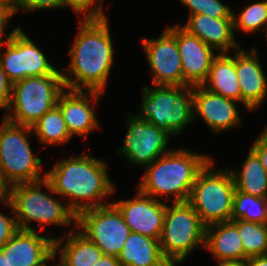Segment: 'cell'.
I'll list each match as a JSON object with an SVG mask.
<instances>
[{"label":"cell","mask_w":267,"mask_h":266,"mask_svg":"<svg viewBox=\"0 0 267 266\" xmlns=\"http://www.w3.org/2000/svg\"><path fill=\"white\" fill-rule=\"evenodd\" d=\"M0 266H8L7 256H4L2 248H0Z\"/></svg>","instance_id":"cell-41"},{"label":"cell","mask_w":267,"mask_h":266,"mask_svg":"<svg viewBox=\"0 0 267 266\" xmlns=\"http://www.w3.org/2000/svg\"><path fill=\"white\" fill-rule=\"evenodd\" d=\"M235 65L240 85L241 102L246 110L259 108L267 96V77L254 47L246 52L241 47L235 50Z\"/></svg>","instance_id":"cell-19"},{"label":"cell","mask_w":267,"mask_h":266,"mask_svg":"<svg viewBox=\"0 0 267 266\" xmlns=\"http://www.w3.org/2000/svg\"><path fill=\"white\" fill-rule=\"evenodd\" d=\"M127 123L123 146L117 152L122 153L129 163L146 167L163 154L172 151H167L169 139L173 136L167 130L152 125L136 114L131 116L129 113Z\"/></svg>","instance_id":"cell-12"},{"label":"cell","mask_w":267,"mask_h":266,"mask_svg":"<svg viewBox=\"0 0 267 266\" xmlns=\"http://www.w3.org/2000/svg\"><path fill=\"white\" fill-rule=\"evenodd\" d=\"M106 162L85 152L56 162L46 173L44 187L50 194L69 198L66 203L78 216L81 212L105 206L102 202L115 191L109 178ZM106 203V204H104Z\"/></svg>","instance_id":"cell-2"},{"label":"cell","mask_w":267,"mask_h":266,"mask_svg":"<svg viewBox=\"0 0 267 266\" xmlns=\"http://www.w3.org/2000/svg\"><path fill=\"white\" fill-rule=\"evenodd\" d=\"M143 88L141 110L136 115L173 136L194 120L193 86L153 85Z\"/></svg>","instance_id":"cell-5"},{"label":"cell","mask_w":267,"mask_h":266,"mask_svg":"<svg viewBox=\"0 0 267 266\" xmlns=\"http://www.w3.org/2000/svg\"><path fill=\"white\" fill-rule=\"evenodd\" d=\"M32 130L37 139L46 145L65 144L72 137L57 105L46 112L32 126Z\"/></svg>","instance_id":"cell-26"},{"label":"cell","mask_w":267,"mask_h":266,"mask_svg":"<svg viewBox=\"0 0 267 266\" xmlns=\"http://www.w3.org/2000/svg\"><path fill=\"white\" fill-rule=\"evenodd\" d=\"M55 237L18 229L2 247L8 266H40L54 254Z\"/></svg>","instance_id":"cell-18"},{"label":"cell","mask_w":267,"mask_h":266,"mask_svg":"<svg viewBox=\"0 0 267 266\" xmlns=\"http://www.w3.org/2000/svg\"><path fill=\"white\" fill-rule=\"evenodd\" d=\"M65 7L61 0H19L17 3V11L23 12L45 10V9H58Z\"/></svg>","instance_id":"cell-32"},{"label":"cell","mask_w":267,"mask_h":266,"mask_svg":"<svg viewBox=\"0 0 267 266\" xmlns=\"http://www.w3.org/2000/svg\"><path fill=\"white\" fill-rule=\"evenodd\" d=\"M56 254H53L46 262H44L43 264H41L40 266H48V262L55 260Z\"/></svg>","instance_id":"cell-42"},{"label":"cell","mask_w":267,"mask_h":266,"mask_svg":"<svg viewBox=\"0 0 267 266\" xmlns=\"http://www.w3.org/2000/svg\"><path fill=\"white\" fill-rule=\"evenodd\" d=\"M62 76L66 89L103 92L114 63L108 17H83ZM84 88V89H83Z\"/></svg>","instance_id":"cell-1"},{"label":"cell","mask_w":267,"mask_h":266,"mask_svg":"<svg viewBox=\"0 0 267 266\" xmlns=\"http://www.w3.org/2000/svg\"><path fill=\"white\" fill-rule=\"evenodd\" d=\"M74 227L66 236L55 238L54 254H60L63 266H94L103 252L80 230L74 232L77 230L75 224Z\"/></svg>","instance_id":"cell-22"},{"label":"cell","mask_w":267,"mask_h":266,"mask_svg":"<svg viewBox=\"0 0 267 266\" xmlns=\"http://www.w3.org/2000/svg\"><path fill=\"white\" fill-rule=\"evenodd\" d=\"M18 230L15 216L8 217L0 211V248H2Z\"/></svg>","instance_id":"cell-34"},{"label":"cell","mask_w":267,"mask_h":266,"mask_svg":"<svg viewBox=\"0 0 267 266\" xmlns=\"http://www.w3.org/2000/svg\"><path fill=\"white\" fill-rule=\"evenodd\" d=\"M209 83V84H208ZM210 92L241 101L240 85L236 72L235 52L218 53L213 59L207 80L202 85Z\"/></svg>","instance_id":"cell-24"},{"label":"cell","mask_w":267,"mask_h":266,"mask_svg":"<svg viewBox=\"0 0 267 266\" xmlns=\"http://www.w3.org/2000/svg\"><path fill=\"white\" fill-rule=\"evenodd\" d=\"M218 266H248L247 260L243 261H219Z\"/></svg>","instance_id":"cell-40"},{"label":"cell","mask_w":267,"mask_h":266,"mask_svg":"<svg viewBox=\"0 0 267 266\" xmlns=\"http://www.w3.org/2000/svg\"><path fill=\"white\" fill-rule=\"evenodd\" d=\"M65 89L62 75L26 77L14 82L8 112L4 118L18 125L32 127L57 105L58 98Z\"/></svg>","instance_id":"cell-6"},{"label":"cell","mask_w":267,"mask_h":266,"mask_svg":"<svg viewBox=\"0 0 267 266\" xmlns=\"http://www.w3.org/2000/svg\"><path fill=\"white\" fill-rule=\"evenodd\" d=\"M44 179L33 183L13 185L10 200L2 201L3 205L14 212L18 229L35 230L29 222L35 221L40 231L48 224L67 226L77 221V216L67 204H62L50 194L42 191ZM75 221V222H74Z\"/></svg>","instance_id":"cell-4"},{"label":"cell","mask_w":267,"mask_h":266,"mask_svg":"<svg viewBox=\"0 0 267 266\" xmlns=\"http://www.w3.org/2000/svg\"><path fill=\"white\" fill-rule=\"evenodd\" d=\"M267 217V198L255 197L235 190L231 220L264 224Z\"/></svg>","instance_id":"cell-27"},{"label":"cell","mask_w":267,"mask_h":266,"mask_svg":"<svg viewBox=\"0 0 267 266\" xmlns=\"http://www.w3.org/2000/svg\"><path fill=\"white\" fill-rule=\"evenodd\" d=\"M136 197L112 202L121 212L131 232L160 239L164 224L166 203L142 193Z\"/></svg>","instance_id":"cell-14"},{"label":"cell","mask_w":267,"mask_h":266,"mask_svg":"<svg viewBox=\"0 0 267 266\" xmlns=\"http://www.w3.org/2000/svg\"><path fill=\"white\" fill-rule=\"evenodd\" d=\"M204 248L218 261H243L248 258L244 254L238 228L231 220L206 227Z\"/></svg>","instance_id":"cell-21"},{"label":"cell","mask_w":267,"mask_h":266,"mask_svg":"<svg viewBox=\"0 0 267 266\" xmlns=\"http://www.w3.org/2000/svg\"><path fill=\"white\" fill-rule=\"evenodd\" d=\"M122 266H171L158 239L131 232L118 255Z\"/></svg>","instance_id":"cell-23"},{"label":"cell","mask_w":267,"mask_h":266,"mask_svg":"<svg viewBox=\"0 0 267 266\" xmlns=\"http://www.w3.org/2000/svg\"><path fill=\"white\" fill-rule=\"evenodd\" d=\"M76 227L104 255L113 257H118L131 233L121 212L112 202L81 212L77 216Z\"/></svg>","instance_id":"cell-11"},{"label":"cell","mask_w":267,"mask_h":266,"mask_svg":"<svg viewBox=\"0 0 267 266\" xmlns=\"http://www.w3.org/2000/svg\"><path fill=\"white\" fill-rule=\"evenodd\" d=\"M237 102L210 92L202 85L193 86L194 120L200 115L214 133L241 126Z\"/></svg>","instance_id":"cell-15"},{"label":"cell","mask_w":267,"mask_h":266,"mask_svg":"<svg viewBox=\"0 0 267 266\" xmlns=\"http://www.w3.org/2000/svg\"><path fill=\"white\" fill-rule=\"evenodd\" d=\"M176 41L182 62L184 86L203 85L209 75L215 49L176 24Z\"/></svg>","instance_id":"cell-16"},{"label":"cell","mask_w":267,"mask_h":266,"mask_svg":"<svg viewBox=\"0 0 267 266\" xmlns=\"http://www.w3.org/2000/svg\"><path fill=\"white\" fill-rule=\"evenodd\" d=\"M94 266H122L117 257L102 255Z\"/></svg>","instance_id":"cell-38"},{"label":"cell","mask_w":267,"mask_h":266,"mask_svg":"<svg viewBox=\"0 0 267 266\" xmlns=\"http://www.w3.org/2000/svg\"><path fill=\"white\" fill-rule=\"evenodd\" d=\"M190 9L191 15L204 14L213 18H233V12L229 6L220 0H180Z\"/></svg>","instance_id":"cell-30"},{"label":"cell","mask_w":267,"mask_h":266,"mask_svg":"<svg viewBox=\"0 0 267 266\" xmlns=\"http://www.w3.org/2000/svg\"><path fill=\"white\" fill-rule=\"evenodd\" d=\"M15 12H17V4L11 0H0V51L4 44L2 40L3 34L5 35V28H7V23L9 18H11Z\"/></svg>","instance_id":"cell-33"},{"label":"cell","mask_w":267,"mask_h":266,"mask_svg":"<svg viewBox=\"0 0 267 266\" xmlns=\"http://www.w3.org/2000/svg\"><path fill=\"white\" fill-rule=\"evenodd\" d=\"M264 225H265V228L267 229V217H266Z\"/></svg>","instance_id":"cell-43"},{"label":"cell","mask_w":267,"mask_h":266,"mask_svg":"<svg viewBox=\"0 0 267 266\" xmlns=\"http://www.w3.org/2000/svg\"><path fill=\"white\" fill-rule=\"evenodd\" d=\"M211 159L207 154L173 149L146 166L137 189L159 201L165 195H171L174 203L188 201L198 173Z\"/></svg>","instance_id":"cell-3"},{"label":"cell","mask_w":267,"mask_h":266,"mask_svg":"<svg viewBox=\"0 0 267 266\" xmlns=\"http://www.w3.org/2000/svg\"><path fill=\"white\" fill-rule=\"evenodd\" d=\"M211 159L198 173L188 199L207 227L230 221L233 211L235 182L229 170H215Z\"/></svg>","instance_id":"cell-7"},{"label":"cell","mask_w":267,"mask_h":266,"mask_svg":"<svg viewBox=\"0 0 267 266\" xmlns=\"http://www.w3.org/2000/svg\"><path fill=\"white\" fill-rule=\"evenodd\" d=\"M32 127L18 125L3 118L0 125V166L11 185L38 182L43 166L28 142ZM27 134V135H26Z\"/></svg>","instance_id":"cell-9"},{"label":"cell","mask_w":267,"mask_h":266,"mask_svg":"<svg viewBox=\"0 0 267 266\" xmlns=\"http://www.w3.org/2000/svg\"><path fill=\"white\" fill-rule=\"evenodd\" d=\"M11 1L17 4L19 0H11Z\"/></svg>","instance_id":"cell-44"},{"label":"cell","mask_w":267,"mask_h":266,"mask_svg":"<svg viewBox=\"0 0 267 266\" xmlns=\"http://www.w3.org/2000/svg\"><path fill=\"white\" fill-rule=\"evenodd\" d=\"M182 27L205 44L218 50V53H228L230 49L235 51L240 48V44L234 38L233 18H213L204 14L191 15Z\"/></svg>","instance_id":"cell-20"},{"label":"cell","mask_w":267,"mask_h":266,"mask_svg":"<svg viewBox=\"0 0 267 266\" xmlns=\"http://www.w3.org/2000/svg\"><path fill=\"white\" fill-rule=\"evenodd\" d=\"M142 46L153 72V85L184 86L176 25L168 26L157 39H143Z\"/></svg>","instance_id":"cell-13"},{"label":"cell","mask_w":267,"mask_h":266,"mask_svg":"<svg viewBox=\"0 0 267 266\" xmlns=\"http://www.w3.org/2000/svg\"><path fill=\"white\" fill-rule=\"evenodd\" d=\"M246 260L248 266H267V255L252 256Z\"/></svg>","instance_id":"cell-39"},{"label":"cell","mask_w":267,"mask_h":266,"mask_svg":"<svg viewBox=\"0 0 267 266\" xmlns=\"http://www.w3.org/2000/svg\"><path fill=\"white\" fill-rule=\"evenodd\" d=\"M12 187L11 183L6 179L3 168L0 166V203L10 200Z\"/></svg>","instance_id":"cell-37"},{"label":"cell","mask_w":267,"mask_h":266,"mask_svg":"<svg viewBox=\"0 0 267 266\" xmlns=\"http://www.w3.org/2000/svg\"><path fill=\"white\" fill-rule=\"evenodd\" d=\"M231 221L238 228L244 254L248 258L252 256L267 255V229L264 224L244 221L241 219Z\"/></svg>","instance_id":"cell-28"},{"label":"cell","mask_w":267,"mask_h":266,"mask_svg":"<svg viewBox=\"0 0 267 266\" xmlns=\"http://www.w3.org/2000/svg\"><path fill=\"white\" fill-rule=\"evenodd\" d=\"M102 2L103 0H61L65 8L69 6L76 14H83L84 18L105 17Z\"/></svg>","instance_id":"cell-31"},{"label":"cell","mask_w":267,"mask_h":266,"mask_svg":"<svg viewBox=\"0 0 267 266\" xmlns=\"http://www.w3.org/2000/svg\"><path fill=\"white\" fill-rule=\"evenodd\" d=\"M101 94L102 92L98 91L70 89H65L60 94L57 106L71 136H87L88 133L99 128V121L91 104L95 106Z\"/></svg>","instance_id":"cell-17"},{"label":"cell","mask_w":267,"mask_h":266,"mask_svg":"<svg viewBox=\"0 0 267 266\" xmlns=\"http://www.w3.org/2000/svg\"><path fill=\"white\" fill-rule=\"evenodd\" d=\"M235 182V189L255 197L267 198V171L258 155L250 148L239 173L230 170Z\"/></svg>","instance_id":"cell-25"},{"label":"cell","mask_w":267,"mask_h":266,"mask_svg":"<svg viewBox=\"0 0 267 266\" xmlns=\"http://www.w3.org/2000/svg\"><path fill=\"white\" fill-rule=\"evenodd\" d=\"M6 37V51L0 56V65L12 83L26 77L62 75V70L50 64L43 51L26 36L20 25Z\"/></svg>","instance_id":"cell-10"},{"label":"cell","mask_w":267,"mask_h":266,"mask_svg":"<svg viewBox=\"0 0 267 266\" xmlns=\"http://www.w3.org/2000/svg\"><path fill=\"white\" fill-rule=\"evenodd\" d=\"M12 82L0 65V108L7 110L12 92Z\"/></svg>","instance_id":"cell-35"},{"label":"cell","mask_w":267,"mask_h":266,"mask_svg":"<svg viewBox=\"0 0 267 266\" xmlns=\"http://www.w3.org/2000/svg\"><path fill=\"white\" fill-rule=\"evenodd\" d=\"M234 30L242 29L246 33L259 30L264 31L267 27V0L248 5L239 15L233 13ZM261 28V29H260Z\"/></svg>","instance_id":"cell-29"},{"label":"cell","mask_w":267,"mask_h":266,"mask_svg":"<svg viewBox=\"0 0 267 266\" xmlns=\"http://www.w3.org/2000/svg\"><path fill=\"white\" fill-rule=\"evenodd\" d=\"M205 231L206 226L188 201L166 205L159 239L164 258L171 266L182 263L192 250L204 247Z\"/></svg>","instance_id":"cell-8"},{"label":"cell","mask_w":267,"mask_h":266,"mask_svg":"<svg viewBox=\"0 0 267 266\" xmlns=\"http://www.w3.org/2000/svg\"><path fill=\"white\" fill-rule=\"evenodd\" d=\"M250 148L258 155L267 171V126Z\"/></svg>","instance_id":"cell-36"}]
</instances>
